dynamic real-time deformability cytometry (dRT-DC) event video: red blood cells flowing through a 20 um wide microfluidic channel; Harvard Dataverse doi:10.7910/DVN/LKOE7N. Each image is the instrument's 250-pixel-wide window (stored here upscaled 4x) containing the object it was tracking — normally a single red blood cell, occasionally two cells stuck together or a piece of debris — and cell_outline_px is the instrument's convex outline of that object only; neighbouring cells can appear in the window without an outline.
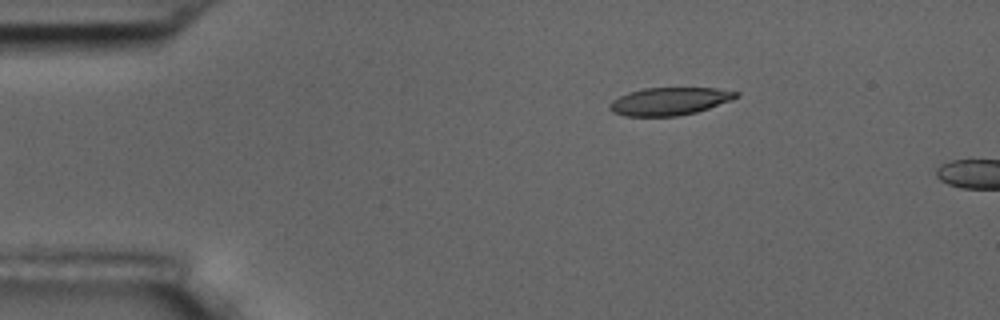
{"species": "common noctule bat (a hibernating species)", "species_latin": "Nyctalus noctula", "temperature_condition": "room temperature", "stored_images_in_passage": 6, "camera_frame_rate_fps": 3000, "um_per_image_px": 0.085, "animal": {"sex": "male", "body_mass_g": 17.5, "forearm_length_mm": 52.3}, "frame": {"image": 1, "passage_image": 6, "time_ms": 5.667, "image_size_px": [1000, 320], "cell_outline_px": [[740, 96], [732, 100], [696, 112], [676, 116], [624, 116], [612, 112], [608, 108], [608, 104], [612, 100], [628, 92], [644, 88], [716, 88], [740, 92]], "centroid_in_image_um": [56.9, 8.61], "position_along_channel_um": 28.1, "area_um2": 20.52}}